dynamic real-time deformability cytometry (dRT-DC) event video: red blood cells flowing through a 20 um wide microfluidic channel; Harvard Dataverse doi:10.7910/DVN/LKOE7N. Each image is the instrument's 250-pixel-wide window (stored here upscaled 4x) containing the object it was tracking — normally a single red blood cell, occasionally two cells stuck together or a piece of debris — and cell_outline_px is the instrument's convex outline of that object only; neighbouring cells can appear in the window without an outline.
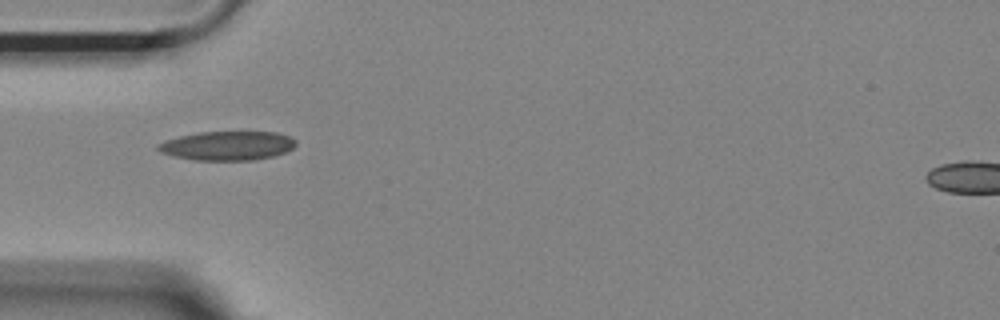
{"species": "Egyptian fruit bat (a non-hibernating species)", "species_latin": "Rousettus aegyptiacus", "temperature_condition": "room temperature", "stored_images_in_passage": 25, "camera_frame_rate_fps": 3000, "um_per_image_px": 0.085, "animal": {"sex": "female"}, "frame": {"image": 1, "passage_image": 1, "time_ms": 0.0, "image_size_px": [1000, 320], "cell_outline_px": [[296, 144], [292, 148], [284, 152], [272, 156], [256, 160], [196, 160], [176, 156], [160, 152], [156, 148], [156, 144], [164, 140], [180, 136], [200, 132], [276, 132], [288, 136], [296, 140]], "centroid_in_image_um": [19.31, 12.38], "position_along_channel_um": 65.7, "area_um2": 23.24}}